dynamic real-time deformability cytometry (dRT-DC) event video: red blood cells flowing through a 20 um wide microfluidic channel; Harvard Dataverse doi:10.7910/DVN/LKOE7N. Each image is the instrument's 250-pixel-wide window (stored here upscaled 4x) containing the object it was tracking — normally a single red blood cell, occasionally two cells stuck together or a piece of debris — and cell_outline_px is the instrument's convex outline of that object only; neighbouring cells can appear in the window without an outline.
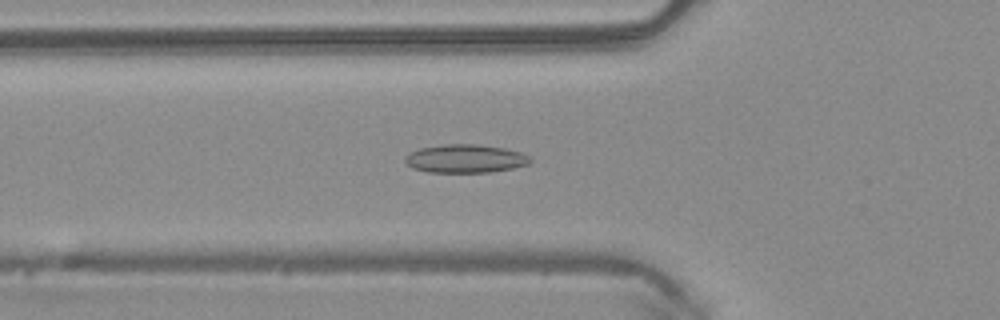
{"species": "common noctule bat (a hibernating species)", "species_latin": "Nyctalus noctula", "temperature_condition": "warm", "stored_images_in_passage": 37, "camera_frame_rate_fps": 3000, "um_per_image_px": 0.085, "animal": {"sex": "male", "body_mass_g": 20.4}, "frame": {"image": 1, "passage_image": 5, "time_ms": 1.333, "image_size_px": [1000, 320], "cell_outline_px": [[532, 160], [528, 164], [512, 168], [488, 172], [428, 172], [412, 168], [404, 160], [404, 156], [408, 152], [420, 148], [444, 144], [480, 144], [504, 148], [520, 152], [528, 156]], "centroid_in_image_um": [39.51, 13.47], "position_along_channel_um": 86.3, "area_um2": 20.69}}
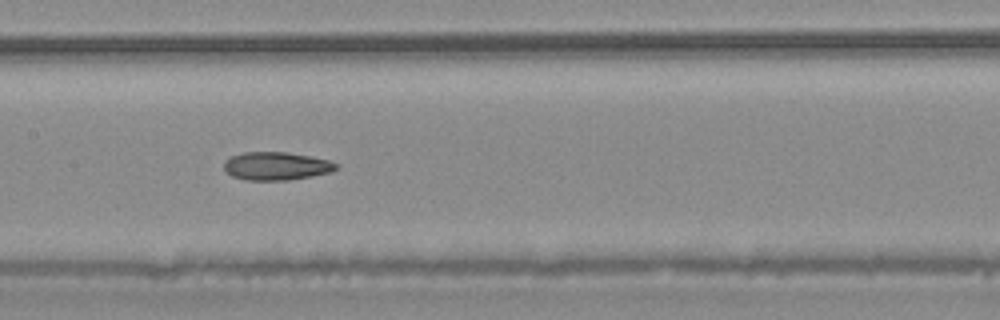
{"frame": {"image": 2, "passage_image": 12, "time_ms": 3.667, "image_size_px": [1000, 320], "cell_outline_px": [[340, 168], [332, 172], [312, 176], [288, 180], [244, 180], [232, 176], [224, 172], [224, 160], [232, 156], [244, 152], [288, 152], [328, 160], [340, 164]], "centroid_in_image_um": [23.49, 14.12], "position_along_channel_um": 183.9, "area_um2": 18.61}}
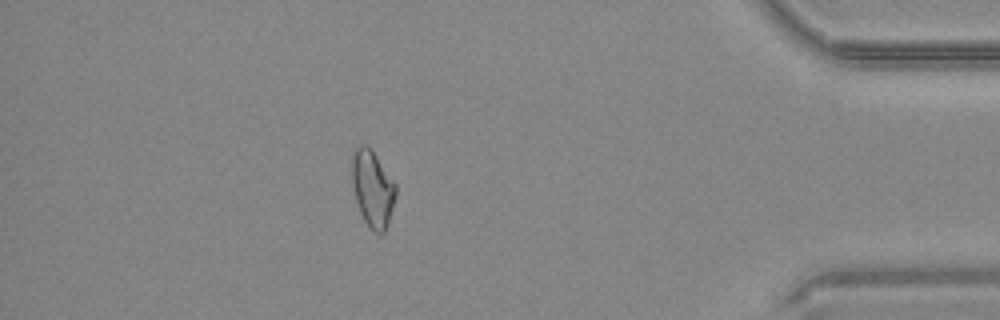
{"frame": {"image": 3, "passage_image": 31, "time_ms": 10.0, "image_size_px": [1000, 320], "cell_outline_px": [[396, 196], [388, 224], [384, 232], [380, 236], [372, 232], [364, 220], [360, 212], [356, 200], [352, 184], [352, 156], [356, 148], [360, 144], [368, 144], [396, 184]], "centroid_in_image_um": [31.68, 16.06], "position_along_channel_um": 403.5, "area_um2": 19.71}, "authors_computed_cell_mechanics": {"area_um2": 18.7272, "velocity_mm_per_s": 4.145, "shape_relaxation_time_tau1_ms": null, "shape_relaxation_time_tau2_ms": 3.4684, "deformation_change_tau1": null, "deformation_change_tau2": 0.1041}}